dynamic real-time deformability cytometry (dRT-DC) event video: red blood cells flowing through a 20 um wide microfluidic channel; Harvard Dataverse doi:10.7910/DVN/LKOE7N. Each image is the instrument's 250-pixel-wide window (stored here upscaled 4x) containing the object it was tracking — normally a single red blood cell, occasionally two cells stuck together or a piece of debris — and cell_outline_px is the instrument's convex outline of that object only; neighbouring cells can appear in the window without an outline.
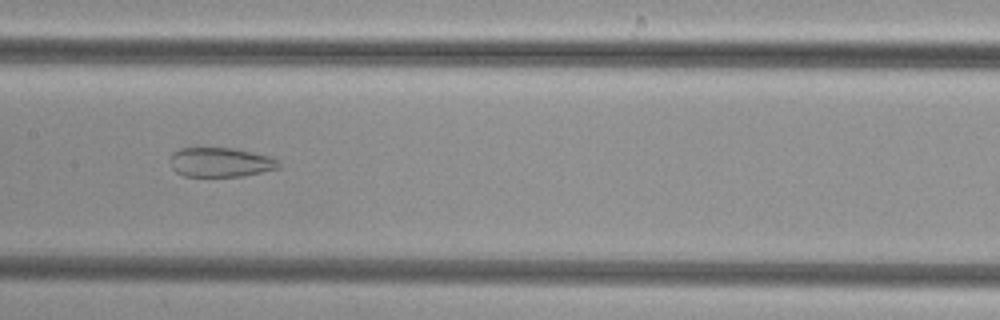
{"species": "common noctule bat (a hibernating species)", "species_latin": "Nyctalus noctula", "temperature_condition": "cold", "stored_images_in_passage": 40, "camera_frame_rate_fps": 3000, "um_per_image_px": 0.085, "animal": {"sex": "female", "body_mass_g": 29.2, "forearm_length_mm": 56.3}, "frame": {"image": 1, "passage_image": 15, "time_ms": 4.667, "image_size_px": [1000, 320], "cell_outline_px": [[280, 168], [244, 176], [184, 176], [176, 172], [172, 168], [172, 152], [180, 148], [236, 148], [272, 156], [280, 160]], "centroid_in_image_um": [18.81, 13.78], "position_along_channel_um": 188.6, "area_um2": 18.79}}
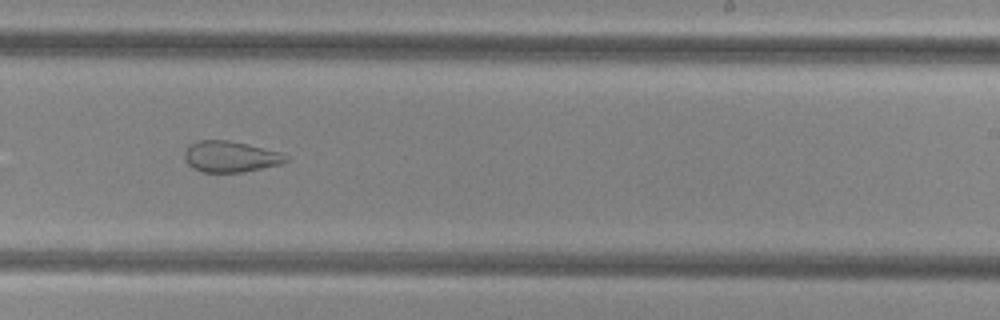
{"frame": {"image": 2, "passage_image": 21, "time_ms": 6.667, "image_size_px": [1000, 320], "cell_outline_px": [[288, 160], [280, 164], [244, 172], [200, 172], [192, 168], [184, 160], [184, 152], [188, 144], [200, 140], [228, 140], [248, 144], [280, 152], [288, 156]], "centroid_in_image_um": [19.55, 13.31], "position_along_channel_um": 269.5, "area_um2": 18.5}}
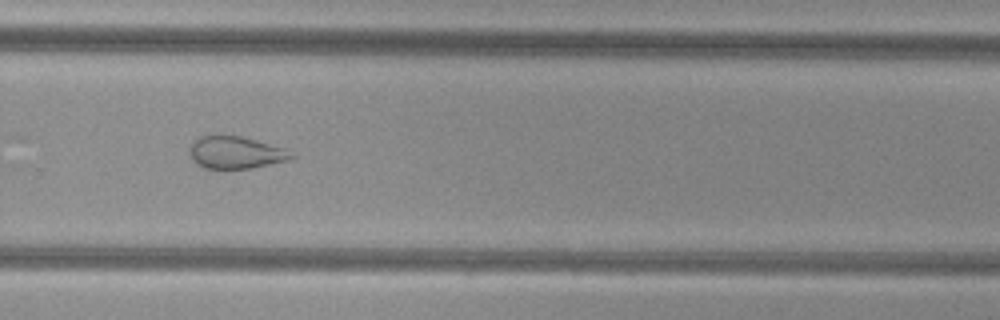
{"frame": {"image": 3, "passage_image": 24, "time_ms": 7.667, "image_size_px": [1000, 320], "cell_outline_px": [[296, 156], [288, 160], [252, 168], [204, 168], [196, 164], [192, 160], [192, 140], [200, 136], [240, 136], [288, 148]], "centroid_in_image_um": [20.09, 12.96], "position_along_channel_um": 309.7, "area_um2": 19.02}}